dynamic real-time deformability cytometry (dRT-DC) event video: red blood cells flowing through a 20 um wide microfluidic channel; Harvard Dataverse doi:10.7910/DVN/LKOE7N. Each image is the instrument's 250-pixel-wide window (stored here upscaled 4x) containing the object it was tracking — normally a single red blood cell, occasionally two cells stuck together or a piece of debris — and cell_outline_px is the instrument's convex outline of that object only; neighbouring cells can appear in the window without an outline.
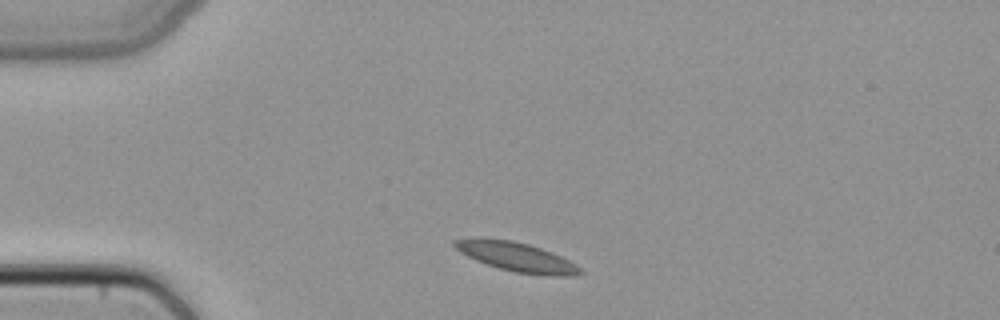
{"species": "common noctule bat (a hibernating species)", "species_latin": "Nyctalus noctula", "temperature_condition": "cold", "stored_images_in_passage": 2, "camera_frame_rate_fps": 3000, "um_per_image_px": 0.085, "animal": {"sex": "female", "body_mass_g": 22.7, "forearm_length_mm": 54.2}, "frame": {"image": 1, "passage_image": 1, "time_ms": 0.0, "image_size_px": [1000, 320], "cell_outline_px": [[584, 272], [572, 276], [552, 276], [516, 272], [500, 268], [476, 260], [460, 252], [452, 244], [452, 240], [512, 240], [528, 244], [552, 252], [576, 264]], "centroid_in_image_um": [43.99, 21.87], "position_along_channel_um": 41.0, "area_um2": 20.58}}